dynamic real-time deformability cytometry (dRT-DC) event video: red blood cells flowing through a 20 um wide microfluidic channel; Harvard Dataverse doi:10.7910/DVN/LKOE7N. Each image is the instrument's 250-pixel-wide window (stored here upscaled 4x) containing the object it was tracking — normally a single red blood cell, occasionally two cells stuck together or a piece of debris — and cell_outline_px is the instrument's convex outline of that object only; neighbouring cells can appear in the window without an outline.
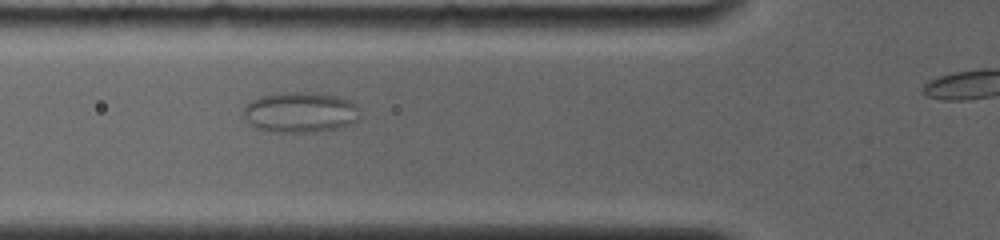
{"species": "common noctule bat (a hibernating species)", "species_latin": "Nyctalus noctula", "temperature_condition": "room temperature", "stored_images_in_passage": 13, "camera_frame_rate_fps": 4000, "um_per_image_px": 0.085, "animal": {"sex": "female", "body_mass_g": 19.0, "forearm_length_mm": 56.7}, "frame": {"image": 1, "passage_image": 8, "time_ms": 6.0, "image_size_px": [1000, 240], "cell_outline_px": [[360, 108], [356, 120], [352, 124], [336, 128], [312, 132], [272, 132], [256, 128], [248, 124], [244, 116], [244, 108], [252, 100], [260, 96], [288, 92], [308, 92], [336, 96], [348, 100], [356, 104]], "centroid_in_image_um": [25.51, 9.55], "position_along_channel_um": 100.3, "area_um2": 27.4}}
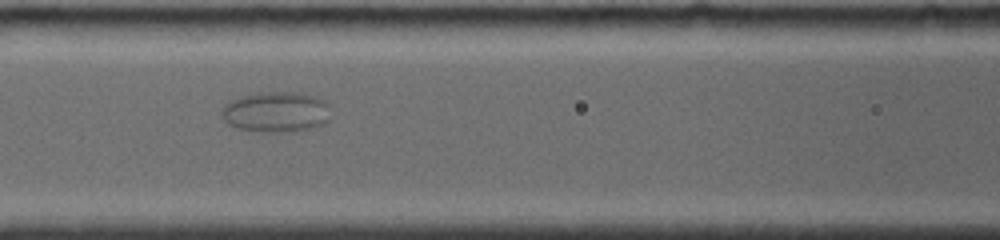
{"frame": {"image": 2, "passage_image": 10, "time_ms": 7.25, "image_size_px": [1000, 240], "cell_outline_px": [[328, 120], [324, 124], [312, 128], [296, 132], [260, 132], [236, 128], [228, 124], [220, 116], [220, 112], [224, 104], [228, 100], [240, 96], [256, 92], [300, 92], [324, 100], [328, 104]], "centroid_in_image_um": [23.41, 9.52], "position_along_channel_um": 143.2, "area_um2": 26.3}}